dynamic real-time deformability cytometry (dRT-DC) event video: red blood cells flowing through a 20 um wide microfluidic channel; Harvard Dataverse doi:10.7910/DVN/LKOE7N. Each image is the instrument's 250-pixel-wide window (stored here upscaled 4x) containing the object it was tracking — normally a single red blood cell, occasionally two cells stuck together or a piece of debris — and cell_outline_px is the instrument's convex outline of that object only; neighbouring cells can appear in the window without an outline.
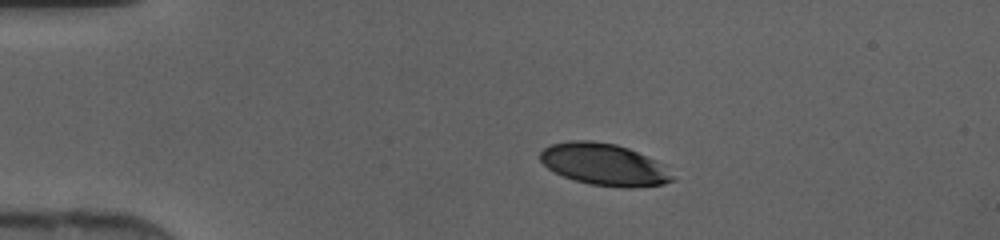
{"species": "human", "species_latin": "Homo sapiens", "temperature_condition": "cold", "stored_images_in_passage": 37, "camera_frame_rate_fps": 3000, "um_per_image_px": 0.085, "donor": {"sex": "female"}, "frame": {"image": 1, "passage_image": 1, "time_ms": 0.0, "image_size_px": [1000, 240], "cell_outline_px": [[672, 180], [664, 184], [628, 188], [588, 184], [564, 176], [548, 168], [540, 160], [540, 152], [544, 148], [552, 144], [572, 140], [592, 140], [616, 144], [628, 148], [656, 160], [664, 164], [672, 176]], "centroid_in_image_um": [51.35, 13.97], "position_along_channel_um": 33.6, "area_um2": 32.08}}
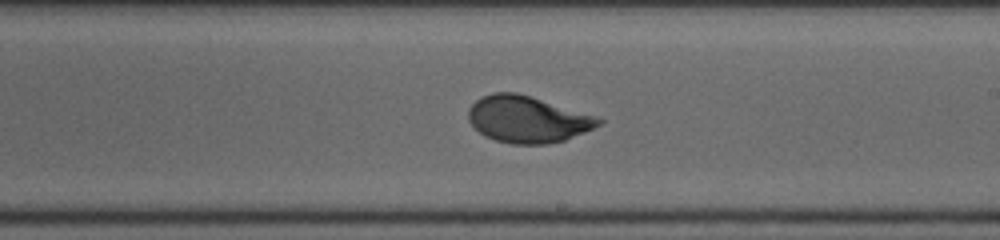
{"frame": {"image": 2, "passage_image": 19, "time_ms": 6.0, "image_size_px": [1000, 240], "cell_outline_px": [[604, 120], [600, 124], [584, 132], [564, 140], [548, 144], [512, 144], [496, 140], [484, 136], [468, 120], [468, 108], [480, 96], [492, 92], [516, 92], [592, 116]], "centroid_in_image_um": [44.75, 10.14], "position_along_channel_um": 244.2, "area_um2": 34.74}}
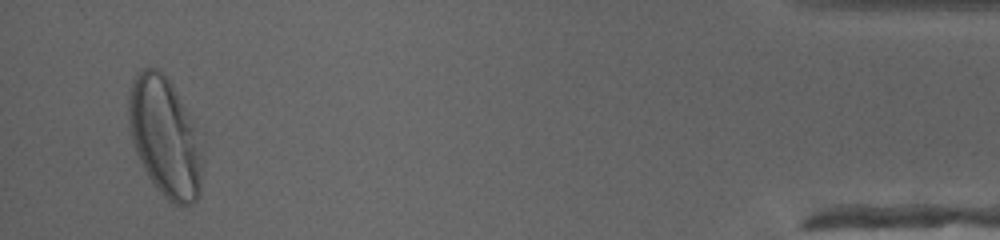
{"frame": {"image": 3, "passage_image": 36, "time_ms": 11.667, "image_size_px": [1000, 240], "cell_outline_px": [[204, 160], [200, 196], [192, 204], [176, 204], [168, 200], [164, 196], [148, 176], [132, 144], [128, 124], [128, 96], [132, 80], [144, 68], [156, 68], [172, 84], [184, 108], [204, 156]], "centroid_in_image_um": [14.0, 11.7], "position_along_channel_um": 421.2, "area_um2": 50.52}}